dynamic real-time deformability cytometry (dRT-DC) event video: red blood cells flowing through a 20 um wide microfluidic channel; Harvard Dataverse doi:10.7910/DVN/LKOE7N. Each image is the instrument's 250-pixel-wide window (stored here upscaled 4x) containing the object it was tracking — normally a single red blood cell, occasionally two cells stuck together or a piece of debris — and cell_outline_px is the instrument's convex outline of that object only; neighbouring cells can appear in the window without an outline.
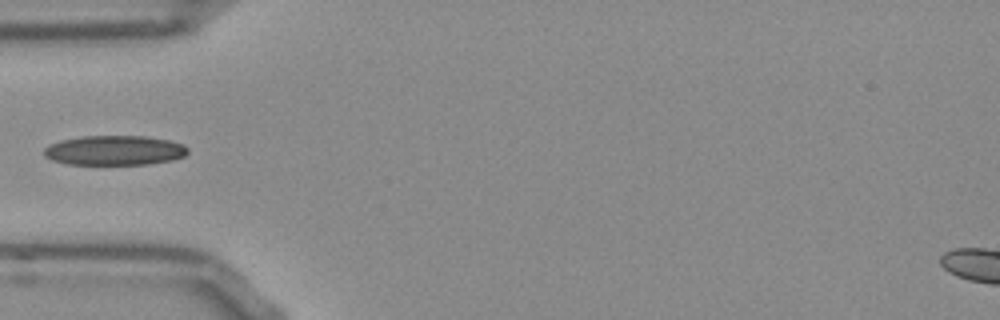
{"species": "Egyptian fruit bat (a non-hibernating species)", "species_latin": "Rousettus aegyptiacus", "temperature_condition": "room temperature", "stored_images_in_passage": 37, "camera_frame_rate_fps": 3000, "um_per_image_px": 0.085, "frame": {"image": 1, "passage_image": 1, "time_ms": 0.0, "image_size_px": [1000, 320], "cell_outline_px": [[188, 152], [184, 156], [172, 160], [148, 164], [68, 164], [52, 160], [44, 156], [44, 148], [48, 144], [60, 140], [80, 136], [144, 136], [168, 140], [184, 144], [188, 148]], "centroid_in_image_um": [9.71, 12.77], "position_along_channel_um": 75.3, "area_um2": 24.97}}
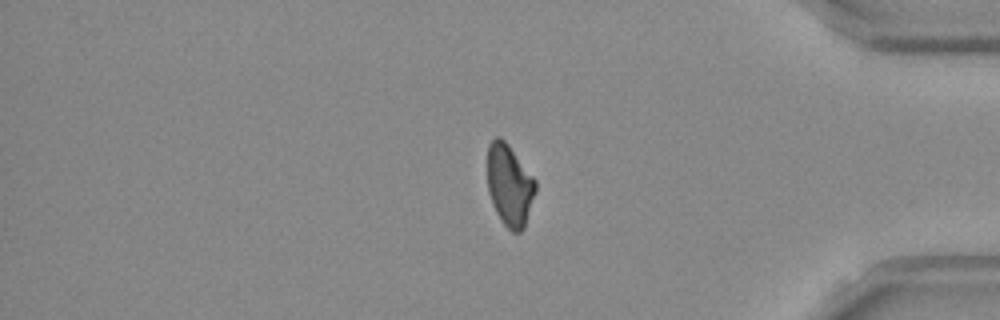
{"frame": {"image": 2, "passage_image": 28, "time_ms": 9.0, "image_size_px": [1000, 320], "cell_outline_px": [[536, 192], [524, 228], [520, 232], [512, 232], [504, 224], [496, 212], [492, 204], [488, 192], [488, 144], [496, 136], [500, 136], [508, 144], [536, 180]], "centroid_in_image_um": [43.31, 15.74], "position_along_channel_um": 391.9, "area_um2": 22.89}}
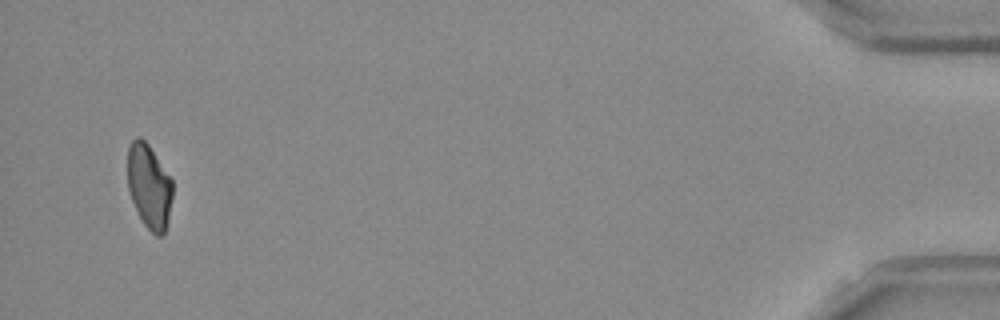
{"frame": {"image": 3, "passage_image": 35, "time_ms": 11.333, "image_size_px": [1000, 320], "cell_outline_px": [[172, 196], [168, 220], [164, 232], [160, 236], [156, 236], [144, 224], [132, 200], [128, 188], [128, 148], [132, 140], [136, 136], [140, 136], [148, 144], [172, 180]], "centroid_in_image_um": [12.67, 15.82], "position_along_channel_um": 422.5, "area_um2": 21.79}}